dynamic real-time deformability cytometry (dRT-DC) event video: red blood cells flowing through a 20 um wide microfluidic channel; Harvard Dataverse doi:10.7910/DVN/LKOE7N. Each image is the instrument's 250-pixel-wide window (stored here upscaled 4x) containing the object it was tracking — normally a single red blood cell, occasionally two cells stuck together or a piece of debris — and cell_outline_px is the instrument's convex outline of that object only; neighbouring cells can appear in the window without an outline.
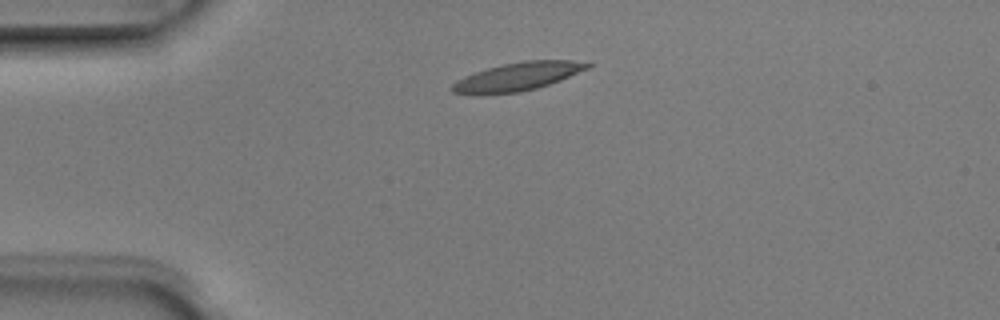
{"species": "Egyptian fruit bat (a non-hibernating species)", "species_latin": "Rousettus aegyptiacus", "temperature_condition": "room temperature", "stored_images_in_passage": 3, "camera_frame_rate_fps": 3000, "um_per_image_px": 0.085, "animal": {"sex": "male"}, "frame": {"image": 1, "passage_image": 2, "time_ms": 0.333, "image_size_px": [1000, 320], "cell_outline_px": [[592, 64], [588, 68], [560, 80], [536, 88], [520, 92], [452, 92], [448, 88], [456, 80], [464, 76], [488, 68], [504, 64], [524, 60], [572, 60]], "centroid_in_image_um": [44.03, 6.47], "position_along_channel_um": 41.0, "area_um2": 21.44}}